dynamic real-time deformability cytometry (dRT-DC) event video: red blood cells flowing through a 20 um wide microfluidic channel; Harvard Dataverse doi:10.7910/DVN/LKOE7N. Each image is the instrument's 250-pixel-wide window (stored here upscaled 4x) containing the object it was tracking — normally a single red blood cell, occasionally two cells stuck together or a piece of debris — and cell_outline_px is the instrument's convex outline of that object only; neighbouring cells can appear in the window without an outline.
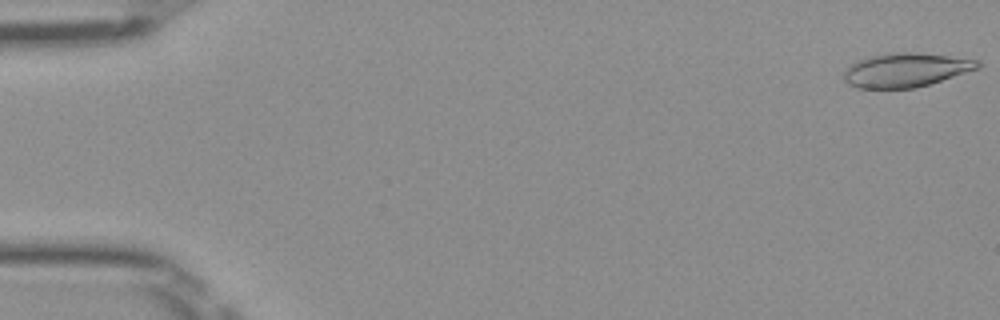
{"species": "Egyptian fruit bat (a non-hibernating species)", "species_latin": "Rousettus aegyptiacus", "temperature_condition": "room temperature", "stored_images_in_passage": 9, "camera_frame_rate_fps": 3000, "um_per_image_px": 0.085, "frame": {"image": 1, "passage_image": 1, "time_ms": 0.0, "image_size_px": [1000, 320], "cell_outline_px": [[980, 68], [916, 88], [856, 88], [848, 84], [844, 80], [844, 72], [856, 60], [888, 52], [920, 52], [980, 60]], "centroid_in_image_um": [77.0, 5.94], "position_along_channel_um": 8.0, "area_um2": 26.59}}